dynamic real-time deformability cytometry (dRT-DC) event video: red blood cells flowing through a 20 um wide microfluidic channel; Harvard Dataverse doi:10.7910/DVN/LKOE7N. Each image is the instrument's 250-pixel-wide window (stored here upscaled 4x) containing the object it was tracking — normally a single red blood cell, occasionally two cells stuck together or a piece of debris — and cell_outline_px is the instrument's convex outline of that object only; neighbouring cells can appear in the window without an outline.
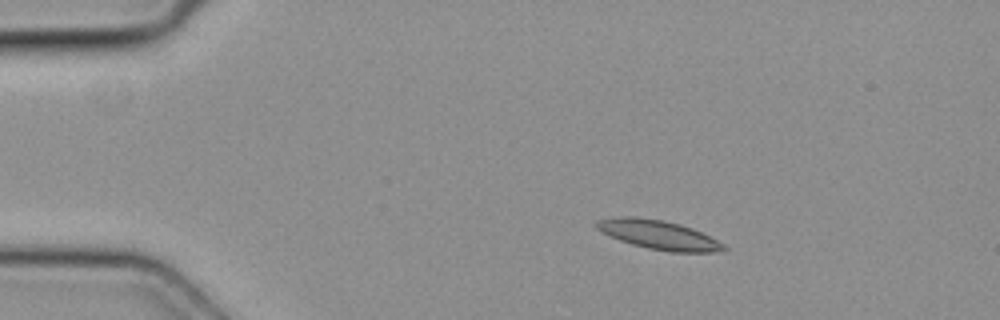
{"species": "common noctule bat (a hibernating species)", "species_latin": "Nyctalus noctula", "temperature_condition": "cold", "stored_images_in_passage": 4, "camera_frame_rate_fps": 3000, "um_per_image_px": 0.085, "animal": {"sex": "female", "body_mass_g": 19.3, "forearm_length_mm": 54.1}, "frame": {"image": 1, "passage_image": 1, "time_ms": 0.0, "image_size_px": [1000, 320], "cell_outline_px": [[728, 248], [716, 252], [672, 252], [648, 248], [632, 244], [608, 236], [600, 232], [592, 224], [596, 220], [616, 216], [636, 216], [664, 220], [680, 224], [692, 228], [724, 244]], "centroid_in_image_um": [55.9, 19.94], "position_along_channel_um": 29.1, "area_um2": 21.73}}
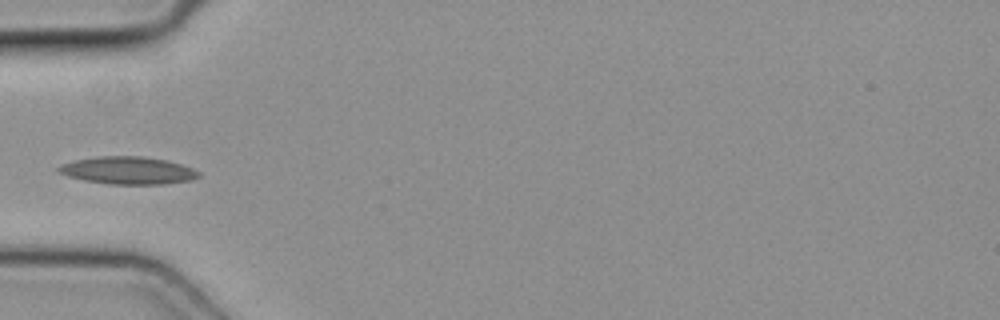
{"frame": {"image": 2, "passage_image": 3, "time_ms": 0.667, "image_size_px": [1000, 320], "cell_outline_px": [[200, 176], [192, 180], [164, 184], [108, 184], [84, 180], [68, 176], [56, 172], [56, 168], [60, 164], [72, 160], [96, 156], [144, 156], [168, 160], [192, 168], [200, 172]], "centroid_in_image_um": [10.84, 14.48], "position_along_channel_um": 74.2, "area_um2": 22.77}}
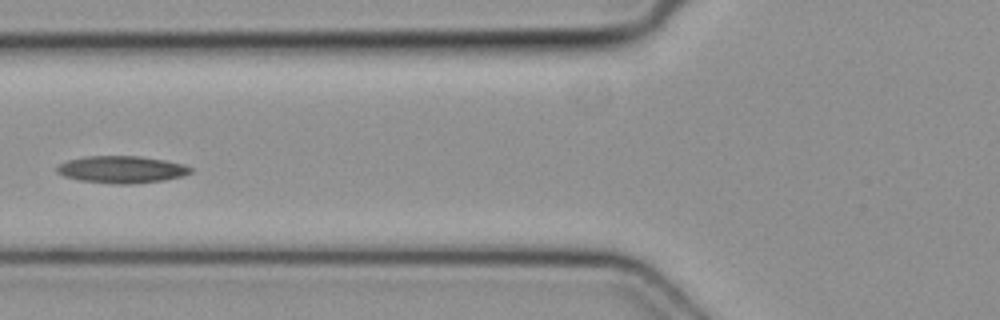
{"frame": {"image": 3, "passage_image": 4, "time_ms": 1.0, "image_size_px": [1000, 320], "cell_outline_px": [[192, 172], [184, 176], [164, 180], [132, 184], [116, 184], [80, 180], [64, 176], [56, 172], [56, 168], [60, 164], [68, 160], [84, 156], [140, 156], [164, 160], [184, 164], [192, 168]], "centroid_in_image_um": [10.36, 14.4], "position_along_channel_um": 115.4, "area_um2": 21.15}}